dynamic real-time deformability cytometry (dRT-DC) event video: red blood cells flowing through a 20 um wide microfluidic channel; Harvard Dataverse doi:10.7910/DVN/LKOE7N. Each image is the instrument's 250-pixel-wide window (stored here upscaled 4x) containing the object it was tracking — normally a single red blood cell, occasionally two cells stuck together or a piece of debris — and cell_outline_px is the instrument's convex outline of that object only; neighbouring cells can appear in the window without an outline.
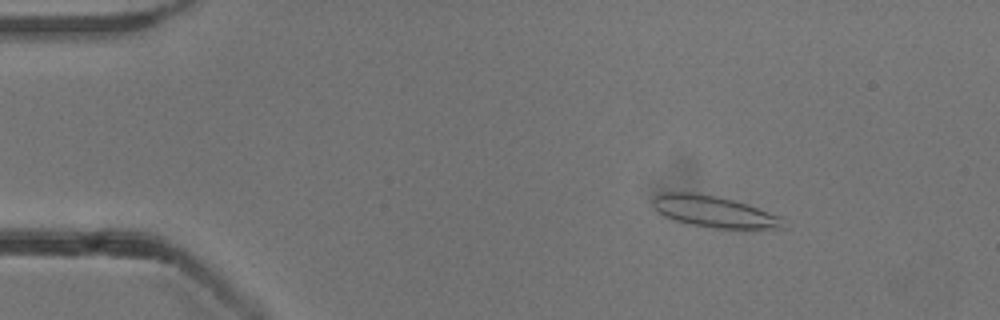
{"species": "common noctule bat (a hibernating species)", "species_latin": "Nyctalus noctula", "temperature_condition": "cold", "stored_images_in_passage": 53, "camera_frame_rate_fps": 3000, "um_per_image_px": 0.085, "animal": {"sex": "male", "body_mass_g": 13.3}, "frame": {"image": 1, "passage_image": 7, "time_ms": 2.0, "image_size_px": [1000, 320], "cell_outline_px": [[788, 228], [712, 228], [688, 224], [664, 216], [656, 212], [652, 204], [652, 200], [656, 196], [664, 192], [692, 192], [716, 196], [748, 204], [780, 216]], "centroid_in_image_um": [60.68, 17.99], "position_along_channel_um": 24.3, "area_um2": 23.87}}
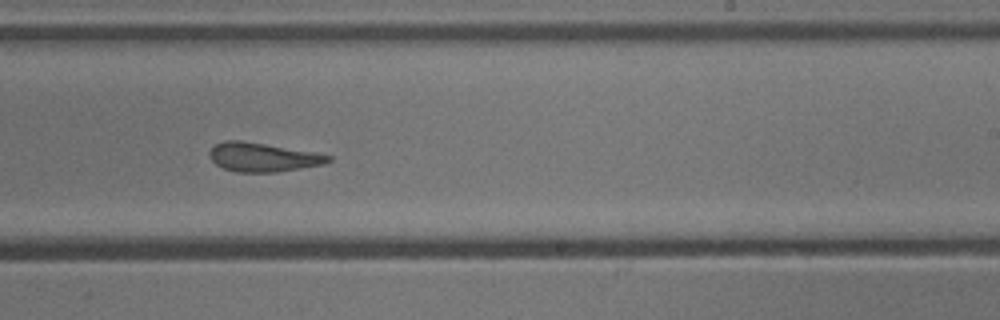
{"frame": {"image": 2, "passage_image": 32, "time_ms": 10.333, "image_size_px": [1000, 320], "cell_outline_px": [[332, 160], [324, 164], [276, 172], [236, 172], [224, 168], [216, 164], [208, 156], [208, 152], [216, 144], [224, 140], [240, 140], [312, 152], [332, 156]], "centroid_in_image_um": [22.3, 13.36], "position_along_channel_um": 266.7, "area_um2": 19.77}}
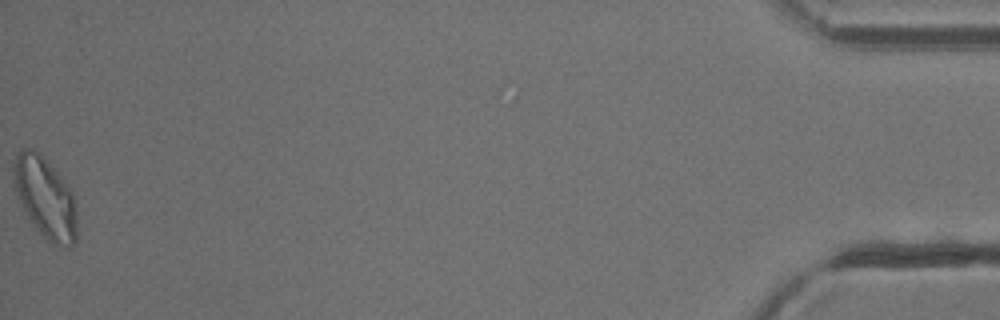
{"frame": {"image": 3, "passage_image": 53, "time_ms": 17.333, "image_size_px": [1000, 320], "cell_outline_px": [[76, 240], [72, 248], [68, 248], [52, 244], [36, 228], [28, 216], [16, 192], [12, 176], [12, 172], [16, 152], [20, 148], [32, 148], [68, 184], [72, 192], [76, 208]], "centroid_in_image_um": [3.85, 16.83], "position_along_channel_um": 431.3, "area_um2": 29.54}, "authors_computed_cell_mechanics": {"area_um2": 21.9062, "velocity_mm_per_s": 3.8303, "shape_relaxation_time_tau1_ms": 9.8431, "shape_relaxation_time_tau2_ms": 2.6074, "deformation_change_tau1": 0.2332, "deformation_change_tau2": 0.1263}}